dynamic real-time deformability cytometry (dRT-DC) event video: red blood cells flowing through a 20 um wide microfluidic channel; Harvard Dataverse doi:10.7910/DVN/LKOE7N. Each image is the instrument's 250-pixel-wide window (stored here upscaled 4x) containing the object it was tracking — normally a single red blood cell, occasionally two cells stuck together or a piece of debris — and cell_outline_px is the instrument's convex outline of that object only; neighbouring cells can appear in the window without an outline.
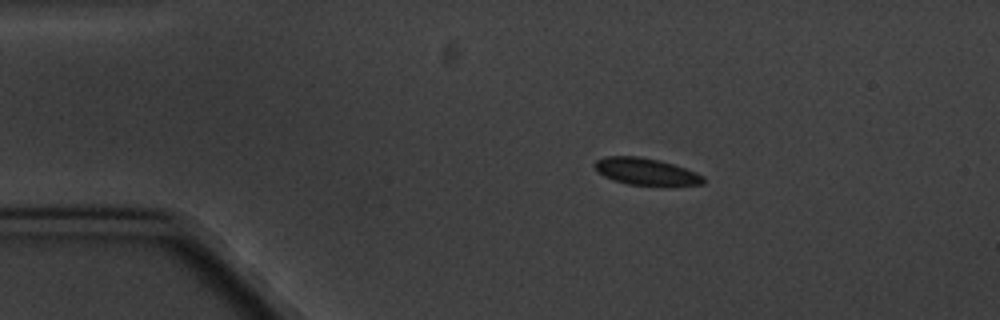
{"species": "common noctule bat (a hibernating species)", "species_latin": "Nyctalus noctula", "temperature_condition": "cold", "stored_images_in_passage": 2, "camera_frame_rate_fps": 3000, "um_per_image_px": 0.085, "animal": {"sex": "male", "body_mass_g": 20.1, "forearm_length_mm": 53.5}, "frame": {"image": 1, "passage_image": 1, "time_ms": 0.0, "image_size_px": [1000, 320], "cell_outline_px": [[704, 184], [664, 188], [628, 184], [604, 176], [596, 172], [592, 164], [596, 160], [604, 156], [636, 156], [660, 160], [696, 172], [704, 176]], "centroid_in_image_um": [54.93, 14.62], "position_along_channel_um": 30.1, "area_um2": 17.74}}